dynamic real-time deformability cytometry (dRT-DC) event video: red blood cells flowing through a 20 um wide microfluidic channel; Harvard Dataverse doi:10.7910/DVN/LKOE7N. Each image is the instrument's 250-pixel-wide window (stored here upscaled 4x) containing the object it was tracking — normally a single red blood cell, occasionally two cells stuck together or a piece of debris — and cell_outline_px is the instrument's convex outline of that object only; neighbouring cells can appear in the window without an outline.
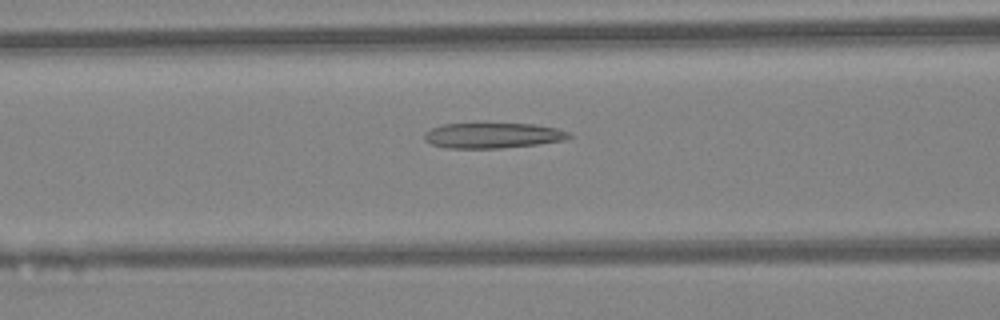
{"species": "Egyptian fruit bat (a non-hibernating species)", "species_latin": "Rousettus aegyptiacus", "temperature_condition": "warm", "stored_images_in_passage": 33, "camera_frame_rate_fps": 3000, "um_per_image_px": 0.085, "animal": {"sex": "female"}, "frame": {"image": 1, "passage_image": 7, "time_ms": 2.0, "image_size_px": [1000, 320], "cell_outline_px": [[572, 136], [568, 140], [536, 144], [500, 148], [448, 148], [432, 144], [424, 140], [424, 132], [440, 124], [536, 124], [556, 128], [568, 132]], "centroid_in_image_um": [41.89, 11.51], "position_along_channel_um": 124.7, "area_um2": 21.33}}
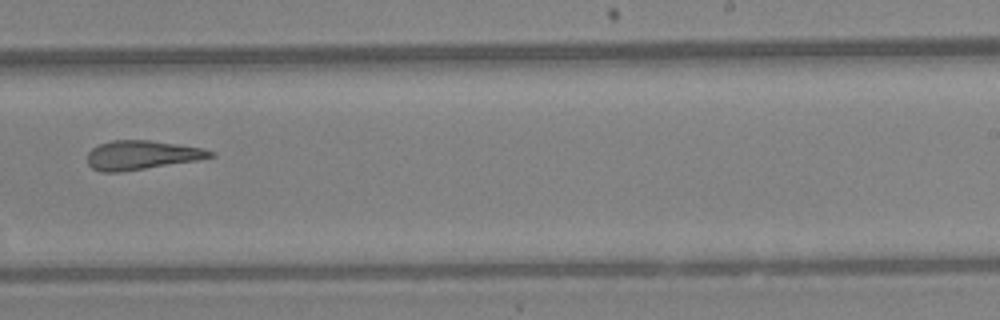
{"frame": {"image": 2, "passage_image": 17, "time_ms": 5.333, "image_size_px": [1000, 320], "cell_outline_px": [[216, 156], [196, 160], [120, 172], [104, 172], [92, 168], [88, 164], [88, 152], [92, 148], [100, 144], [112, 140], [148, 140], [204, 148], [216, 152]], "centroid_in_image_um": [12.06, 13.17], "position_along_channel_um": 276.9, "area_um2": 20.63}}
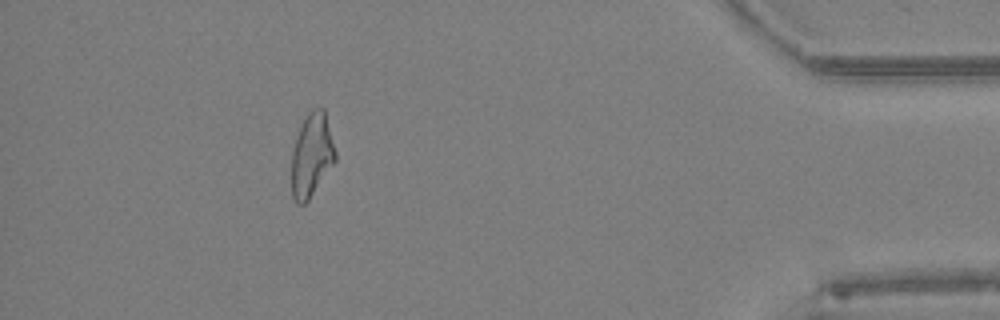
{"frame": {"image": 3, "passage_image": 29, "time_ms": 9.333, "image_size_px": [1000, 320], "cell_outline_px": [[336, 160], [308, 200], [304, 204], [296, 204], [292, 196], [292, 148], [296, 136], [308, 112], [312, 108], [324, 108], [336, 152]], "centroid_in_image_um": [26.49, 13.18], "position_along_channel_um": 408.7, "area_um2": 21.15}, "authors_computed_cell_mechanics": {"area_um2": 21.3282, "velocity_mm_per_s": 4.5855, "shape_relaxation_time_tau1_ms": null, "shape_relaxation_time_tau2_ms": 3.4127, "deformation_change_tau1": null, "deformation_change_tau2": 0.1688}}